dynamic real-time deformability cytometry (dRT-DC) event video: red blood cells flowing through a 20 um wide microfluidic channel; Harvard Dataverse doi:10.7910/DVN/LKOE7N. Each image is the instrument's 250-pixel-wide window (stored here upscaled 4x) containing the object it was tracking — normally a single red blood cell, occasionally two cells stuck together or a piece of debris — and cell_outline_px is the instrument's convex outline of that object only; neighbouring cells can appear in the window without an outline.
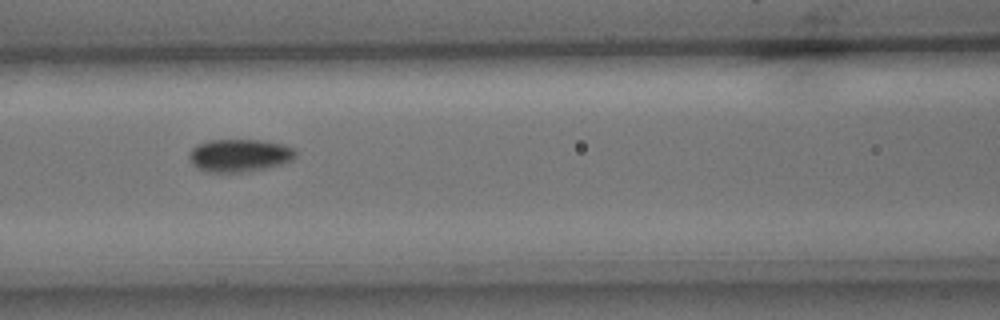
{"species": "common noctule bat (a hibernating species)", "species_latin": "Nyctalus noctula", "temperature_condition": "cold", "stored_images_in_passage": 12, "camera_frame_rate_fps": 3000, "um_per_image_px": 0.085, "animal": {"sex": "male", "body_mass_g": 15.6}, "frame": {"image": 1, "passage_image": 4, "time_ms": 4.333, "image_size_px": [1000, 320], "cell_outline_px": [[296, 156], [292, 160], [280, 164], [248, 172], [204, 172], [192, 164], [188, 156], [192, 148], [196, 144], [208, 140], [260, 140], [284, 144], [296, 148]], "centroid_in_image_um": [20.35, 13.2], "position_along_channel_um": 146.3, "area_um2": 20.52}}
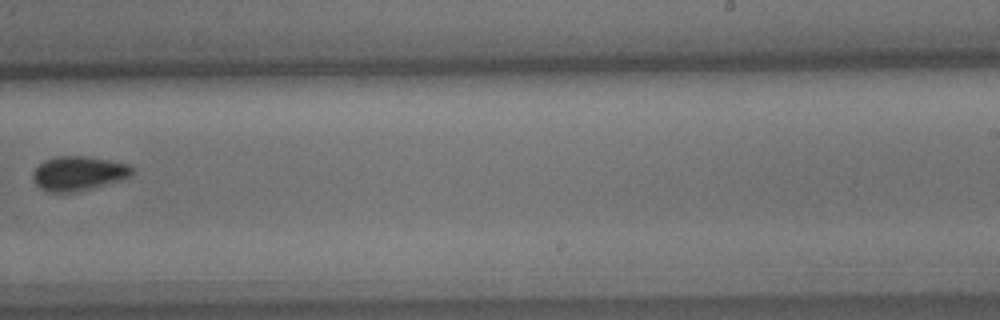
{"frame": {"image": 2, "passage_image": 7, "time_ms": 8.0, "image_size_px": [1000, 320], "cell_outline_px": [[132, 172], [128, 176], [120, 180], [76, 192], [52, 192], [40, 188], [32, 180], [32, 172], [44, 160], [56, 156], [84, 156], [108, 160], [128, 164], [132, 168]], "centroid_in_image_um": [6.61, 14.73], "position_along_channel_um": 282.4, "area_um2": 19.59}}
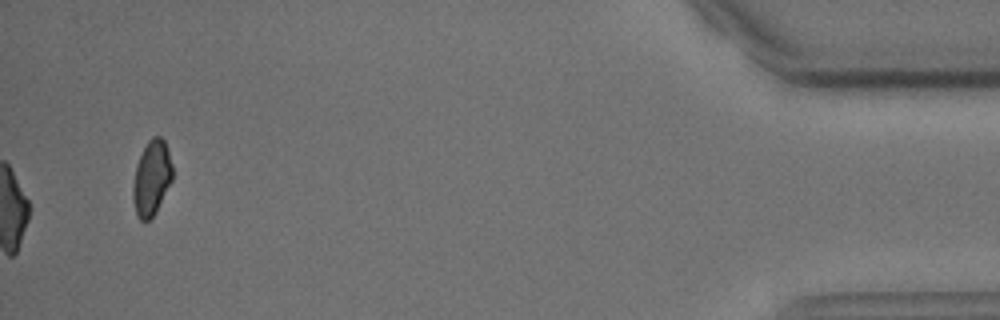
{"frame": {"image": 3, "passage_image": 12, "time_ms": 13.667, "image_size_px": [1000, 320], "cell_outline_px": [[172, 180], [156, 212], [148, 220], [140, 220], [136, 216], [132, 200], [132, 188], [136, 164], [148, 140], [152, 136], [160, 136], [164, 140], [172, 164]], "centroid_in_image_um": [12.87, 15.14], "position_along_channel_um": 422.3, "area_um2": 17.28}, "authors_computed_cell_mechanics": {"area_um2": 20.7213, "velocity_mm_per_s": 3.7109, "shape_relaxation_time_tau1_ms": 1.5735, "shape_relaxation_time_tau2_ms": null, "deformation_change_tau1": 0.111, "deformation_change_tau2": null}}